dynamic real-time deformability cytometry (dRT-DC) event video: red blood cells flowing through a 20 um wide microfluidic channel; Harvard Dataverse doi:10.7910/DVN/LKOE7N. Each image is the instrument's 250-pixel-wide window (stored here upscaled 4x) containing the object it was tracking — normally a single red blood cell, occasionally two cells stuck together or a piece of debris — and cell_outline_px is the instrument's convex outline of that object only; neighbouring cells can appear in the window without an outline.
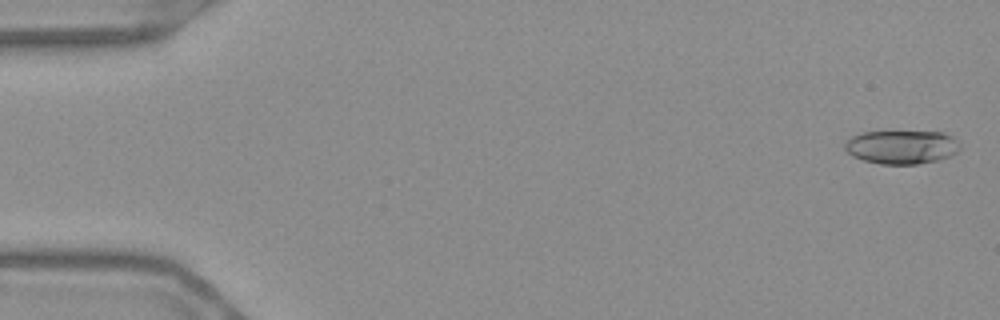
{"species": "Egyptian fruit bat (a non-hibernating species)", "species_latin": "Rousettus aegyptiacus", "temperature_condition": "warm", "stored_images_in_passage": 15, "camera_frame_rate_fps": 3000, "um_per_image_px": 0.085, "frame": {"image": 1, "passage_image": 2, "time_ms": 0.333, "image_size_px": [1000, 320], "cell_outline_px": [[960, 148], [952, 156], [940, 160], [916, 164], [880, 164], [864, 160], [852, 156], [844, 148], [844, 140], [860, 132], [944, 132], [952, 136], [956, 140]], "centroid_in_image_um": [76.62, 12.5], "position_along_channel_um": 8.4, "area_um2": 22.72}}